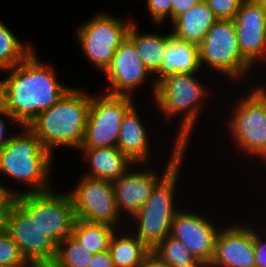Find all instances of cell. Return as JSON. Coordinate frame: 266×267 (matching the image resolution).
<instances>
[{
	"label": "cell",
	"mask_w": 266,
	"mask_h": 267,
	"mask_svg": "<svg viewBox=\"0 0 266 267\" xmlns=\"http://www.w3.org/2000/svg\"><path fill=\"white\" fill-rule=\"evenodd\" d=\"M34 51L6 69L10 73L0 81V106L21 127H29L71 89L59 83L53 66L43 65Z\"/></svg>",
	"instance_id": "cell-1"
},
{
	"label": "cell",
	"mask_w": 266,
	"mask_h": 267,
	"mask_svg": "<svg viewBox=\"0 0 266 267\" xmlns=\"http://www.w3.org/2000/svg\"><path fill=\"white\" fill-rule=\"evenodd\" d=\"M91 96L71 89L51 108L41 112L29 128L51 154L56 147L80 149L88 120Z\"/></svg>",
	"instance_id": "cell-2"
},
{
	"label": "cell",
	"mask_w": 266,
	"mask_h": 267,
	"mask_svg": "<svg viewBox=\"0 0 266 267\" xmlns=\"http://www.w3.org/2000/svg\"><path fill=\"white\" fill-rule=\"evenodd\" d=\"M23 134H11L6 146L0 151V173L10 179L29 185L23 193L46 192L50 189L49 174L53 154L48 152L29 127H21Z\"/></svg>",
	"instance_id": "cell-3"
},
{
	"label": "cell",
	"mask_w": 266,
	"mask_h": 267,
	"mask_svg": "<svg viewBox=\"0 0 266 267\" xmlns=\"http://www.w3.org/2000/svg\"><path fill=\"white\" fill-rule=\"evenodd\" d=\"M195 74L175 73L165 76L157 83L154 96L156 106L167 119L182 115L175 142L187 146L191 131L201 114L203 100L208 95L207 88Z\"/></svg>",
	"instance_id": "cell-4"
},
{
	"label": "cell",
	"mask_w": 266,
	"mask_h": 267,
	"mask_svg": "<svg viewBox=\"0 0 266 267\" xmlns=\"http://www.w3.org/2000/svg\"><path fill=\"white\" fill-rule=\"evenodd\" d=\"M182 163V161L179 162L156 185L150 197L132 217L136 220L133 233L151 251L171 234L173 219L179 211L174 206V191Z\"/></svg>",
	"instance_id": "cell-5"
},
{
	"label": "cell",
	"mask_w": 266,
	"mask_h": 267,
	"mask_svg": "<svg viewBox=\"0 0 266 267\" xmlns=\"http://www.w3.org/2000/svg\"><path fill=\"white\" fill-rule=\"evenodd\" d=\"M255 87L233 105L227 124L238 149L266 161V86Z\"/></svg>",
	"instance_id": "cell-6"
},
{
	"label": "cell",
	"mask_w": 266,
	"mask_h": 267,
	"mask_svg": "<svg viewBox=\"0 0 266 267\" xmlns=\"http://www.w3.org/2000/svg\"><path fill=\"white\" fill-rule=\"evenodd\" d=\"M199 54L201 68L206 64L228 79H245L252 70L241 54L232 19H218L211 26L199 44Z\"/></svg>",
	"instance_id": "cell-7"
},
{
	"label": "cell",
	"mask_w": 266,
	"mask_h": 267,
	"mask_svg": "<svg viewBox=\"0 0 266 267\" xmlns=\"http://www.w3.org/2000/svg\"><path fill=\"white\" fill-rule=\"evenodd\" d=\"M15 200L34 218V224L56 245L72 234L75 222L74 205L69 193L49 190L23 193Z\"/></svg>",
	"instance_id": "cell-8"
},
{
	"label": "cell",
	"mask_w": 266,
	"mask_h": 267,
	"mask_svg": "<svg viewBox=\"0 0 266 267\" xmlns=\"http://www.w3.org/2000/svg\"><path fill=\"white\" fill-rule=\"evenodd\" d=\"M133 21L101 12L80 25L76 32L77 40L88 61L105 72L117 48L126 39Z\"/></svg>",
	"instance_id": "cell-9"
},
{
	"label": "cell",
	"mask_w": 266,
	"mask_h": 267,
	"mask_svg": "<svg viewBox=\"0 0 266 267\" xmlns=\"http://www.w3.org/2000/svg\"><path fill=\"white\" fill-rule=\"evenodd\" d=\"M135 104L130 96L91 95L84 140L80 148H117L122 119Z\"/></svg>",
	"instance_id": "cell-10"
},
{
	"label": "cell",
	"mask_w": 266,
	"mask_h": 267,
	"mask_svg": "<svg viewBox=\"0 0 266 267\" xmlns=\"http://www.w3.org/2000/svg\"><path fill=\"white\" fill-rule=\"evenodd\" d=\"M2 226L32 267H50L53 264L57 245L34 224V218L16 200Z\"/></svg>",
	"instance_id": "cell-11"
},
{
	"label": "cell",
	"mask_w": 266,
	"mask_h": 267,
	"mask_svg": "<svg viewBox=\"0 0 266 267\" xmlns=\"http://www.w3.org/2000/svg\"><path fill=\"white\" fill-rule=\"evenodd\" d=\"M69 194L76 219L118 227L121 216L118 211L112 182L83 175Z\"/></svg>",
	"instance_id": "cell-12"
},
{
	"label": "cell",
	"mask_w": 266,
	"mask_h": 267,
	"mask_svg": "<svg viewBox=\"0 0 266 267\" xmlns=\"http://www.w3.org/2000/svg\"><path fill=\"white\" fill-rule=\"evenodd\" d=\"M174 147L167 167L161 176L154 170L145 169L132 171L131 169L120 178L112 182L114 197L118 211L127 212L133 217L150 197L156 185L184 158L187 146L173 142ZM144 170V171H143Z\"/></svg>",
	"instance_id": "cell-13"
},
{
	"label": "cell",
	"mask_w": 266,
	"mask_h": 267,
	"mask_svg": "<svg viewBox=\"0 0 266 267\" xmlns=\"http://www.w3.org/2000/svg\"><path fill=\"white\" fill-rule=\"evenodd\" d=\"M219 231L206 216L179 210L173 219L170 235L181 241L202 265H209Z\"/></svg>",
	"instance_id": "cell-14"
},
{
	"label": "cell",
	"mask_w": 266,
	"mask_h": 267,
	"mask_svg": "<svg viewBox=\"0 0 266 267\" xmlns=\"http://www.w3.org/2000/svg\"><path fill=\"white\" fill-rule=\"evenodd\" d=\"M110 83L107 94L133 97L134 89L153 76L144 66L134 43L126 39L117 48L110 66L103 72ZM132 94V95H131Z\"/></svg>",
	"instance_id": "cell-15"
},
{
	"label": "cell",
	"mask_w": 266,
	"mask_h": 267,
	"mask_svg": "<svg viewBox=\"0 0 266 267\" xmlns=\"http://www.w3.org/2000/svg\"><path fill=\"white\" fill-rule=\"evenodd\" d=\"M232 20L243 58L252 67L266 61V13L256 0H244Z\"/></svg>",
	"instance_id": "cell-16"
},
{
	"label": "cell",
	"mask_w": 266,
	"mask_h": 267,
	"mask_svg": "<svg viewBox=\"0 0 266 267\" xmlns=\"http://www.w3.org/2000/svg\"><path fill=\"white\" fill-rule=\"evenodd\" d=\"M239 224V225H238ZM234 224L220 229L209 267H251L254 258V228Z\"/></svg>",
	"instance_id": "cell-17"
},
{
	"label": "cell",
	"mask_w": 266,
	"mask_h": 267,
	"mask_svg": "<svg viewBox=\"0 0 266 267\" xmlns=\"http://www.w3.org/2000/svg\"><path fill=\"white\" fill-rule=\"evenodd\" d=\"M201 68L199 45L177 39L171 32L165 35V53L160 69L154 74L153 97L157 83L175 73L196 74Z\"/></svg>",
	"instance_id": "cell-18"
},
{
	"label": "cell",
	"mask_w": 266,
	"mask_h": 267,
	"mask_svg": "<svg viewBox=\"0 0 266 267\" xmlns=\"http://www.w3.org/2000/svg\"><path fill=\"white\" fill-rule=\"evenodd\" d=\"M133 105L124 115L118 135L117 148L136 165L150 159V141L142 119Z\"/></svg>",
	"instance_id": "cell-19"
},
{
	"label": "cell",
	"mask_w": 266,
	"mask_h": 267,
	"mask_svg": "<svg viewBox=\"0 0 266 267\" xmlns=\"http://www.w3.org/2000/svg\"><path fill=\"white\" fill-rule=\"evenodd\" d=\"M86 161L90 164L87 177L115 181L125 175L135 163L118 148H80ZM130 166V167H129Z\"/></svg>",
	"instance_id": "cell-20"
},
{
	"label": "cell",
	"mask_w": 266,
	"mask_h": 267,
	"mask_svg": "<svg viewBox=\"0 0 266 267\" xmlns=\"http://www.w3.org/2000/svg\"><path fill=\"white\" fill-rule=\"evenodd\" d=\"M217 20L212 9L203 0L171 22L173 23L172 34L179 40L199 45Z\"/></svg>",
	"instance_id": "cell-21"
},
{
	"label": "cell",
	"mask_w": 266,
	"mask_h": 267,
	"mask_svg": "<svg viewBox=\"0 0 266 267\" xmlns=\"http://www.w3.org/2000/svg\"><path fill=\"white\" fill-rule=\"evenodd\" d=\"M117 234V235H116ZM114 233L109 252L115 267H137L151 250L133 233Z\"/></svg>",
	"instance_id": "cell-22"
},
{
	"label": "cell",
	"mask_w": 266,
	"mask_h": 267,
	"mask_svg": "<svg viewBox=\"0 0 266 267\" xmlns=\"http://www.w3.org/2000/svg\"><path fill=\"white\" fill-rule=\"evenodd\" d=\"M135 26L133 22L127 37L134 43L144 66L154 75L160 69L164 57L165 35L157 33L141 34Z\"/></svg>",
	"instance_id": "cell-23"
},
{
	"label": "cell",
	"mask_w": 266,
	"mask_h": 267,
	"mask_svg": "<svg viewBox=\"0 0 266 267\" xmlns=\"http://www.w3.org/2000/svg\"><path fill=\"white\" fill-rule=\"evenodd\" d=\"M116 227L75 219L72 236L90 253L109 250Z\"/></svg>",
	"instance_id": "cell-24"
},
{
	"label": "cell",
	"mask_w": 266,
	"mask_h": 267,
	"mask_svg": "<svg viewBox=\"0 0 266 267\" xmlns=\"http://www.w3.org/2000/svg\"><path fill=\"white\" fill-rule=\"evenodd\" d=\"M22 43L8 27L0 21V71L20 64L34 49Z\"/></svg>",
	"instance_id": "cell-25"
},
{
	"label": "cell",
	"mask_w": 266,
	"mask_h": 267,
	"mask_svg": "<svg viewBox=\"0 0 266 267\" xmlns=\"http://www.w3.org/2000/svg\"><path fill=\"white\" fill-rule=\"evenodd\" d=\"M168 267H201L187 247L171 235L152 250Z\"/></svg>",
	"instance_id": "cell-26"
},
{
	"label": "cell",
	"mask_w": 266,
	"mask_h": 267,
	"mask_svg": "<svg viewBox=\"0 0 266 267\" xmlns=\"http://www.w3.org/2000/svg\"><path fill=\"white\" fill-rule=\"evenodd\" d=\"M93 255L70 235L57 245L56 257L50 267H88Z\"/></svg>",
	"instance_id": "cell-27"
},
{
	"label": "cell",
	"mask_w": 266,
	"mask_h": 267,
	"mask_svg": "<svg viewBox=\"0 0 266 267\" xmlns=\"http://www.w3.org/2000/svg\"><path fill=\"white\" fill-rule=\"evenodd\" d=\"M0 264L9 267H32L3 226H0Z\"/></svg>",
	"instance_id": "cell-28"
},
{
	"label": "cell",
	"mask_w": 266,
	"mask_h": 267,
	"mask_svg": "<svg viewBox=\"0 0 266 267\" xmlns=\"http://www.w3.org/2000/svg\"><path fill=\"white\" fill-rule=\"evenodd\" d=\"M218 19H233L244 0H204Z\"/></svg>",
	"instance_id": "cell-29"
},
{
	"label": "cell",
	"mask_w": 266,
	"mask_h": 267,
	"mask_svg": "<svg viewBox=\"0 0 266 267\" xmlns=\"http://www.w3.org/2000/svg\"><path fill=\"white\" fill-rule=\"evenodd\" d=\"M153 24L160 25L166 18L171 21V0H146ZM168 16V17H167Z\"/></svg>",
	"instance_id": "cell-30"
},
{
	"label": "cell",
	"mask_w": 266,
	"mask_h": 267,
	"mask_svg": "<svg viewBox=\"0 0 266 267\" xmlns=\"http://www.w3.org/2000/svg\"><path fill=\"white\" fill-rule=\"evenodd\" d=\"M18 193L0 184V226L3 225L4 219L9 213L11 205L15 201Z\"/></svg>",
	"instance_id": "cell-31"
},
{
	"label": "cell",
	"mask_w": 266,
	"mask_h": 267,
	"mask_svg": "<svg viewBox=\"0 0 266 267\" xmlns=\"http://www.w3.org/2000/svg\"><path fill=\"white\" fill-rule=\"evenodd\" d=\"M254 230V258L255 266L266 267V242L261 239L260 233Z\"/></svg>",
	"instance_id": "cell-32"
},
{
	"label": "cell",
	"mask_w": 266,
	"mask_h": 267,
	"mask_svg": "<svg viewBox=\"0 0 266 267\" xmlns=\"http://www.w3.org/2000/svg\"><path fill=\"white\" fill-rule=\"evenodd\" d=\"M202 1L203 0H171V22L181 13L200 4Z\"/></svg>",
	"instance_id": "cell-33"
},
{
	"label": "cell",
	"mask_w": 266,
	"mask_h": 267,
	"mask_svg": "<svg viewBox=\"0 0 266 267\" xmlns=\"http://www.w3.org/2000/svg\"><path fill=\"white\" fill-rule=\"evenodd\" d=\"M88 267H115L109 250L95 253Z\"/></svg>",
	"instance_id": "cell-34"
},
{
	"label": "cell",
	"mask_w": 266,
	"mask_h": 267,
	"mask_svg": "<svg viewBox=\"0 0 266 267\" xmlns=\"http://www.w3.org/2000/svg\"><path fill=\"white\" fill-rule=\"evenodd\" d=\"M0 115L3 117H7L8 120H12L10 116L5 112V110L0 106ZM0 116V117H1ZM11 135H7L5 122L2 118H0V151L6 146Z\"/></svg>",
	"instance_id": "cell-35"
},
{
	"label": "cell",
	"mask_w": 266,
	"mask_h": 267,
	"mask_svg": "<svg viewBox=\"0 0 266 267\" xmlns=\"http://www.w3.org/2000/svg\"><path fill=\"white\" fill-rule=\"evenodd\" d=\"M137 267H168L153 251Z\"/></svg>",
	"instance_id": "cell-36"
},
{
	"label": "cell",
	"mask_w": 266,
	"mask_h": 267,
	"mask_svg": "<svg viewBox=\"0 0 266 267\" xmlns=\"http://www.w3.org/2000/svg\"><path fill=\"white\" fill-rule=\"evenodd\" d=\"M256 2L260 5V7L264 10L266 13V0H256Z\"/></svg>",
	"instance_id": "cell-37"
},
{
	"label": "cell",
	"mask_w": 266,
	"mask_h": 267,
	"mask_svg": "<svg viewBox=\"0 0 266 267\" xmlns=\"http://www.w3.org/2000/svg\"><path fill=\"white\" fill-rule=\"evenodd\" d=\"M0 267H9V266H5V265L0 264Z\"/></svg>",
	"instance_id": "cell-38"
}]
</instances>
